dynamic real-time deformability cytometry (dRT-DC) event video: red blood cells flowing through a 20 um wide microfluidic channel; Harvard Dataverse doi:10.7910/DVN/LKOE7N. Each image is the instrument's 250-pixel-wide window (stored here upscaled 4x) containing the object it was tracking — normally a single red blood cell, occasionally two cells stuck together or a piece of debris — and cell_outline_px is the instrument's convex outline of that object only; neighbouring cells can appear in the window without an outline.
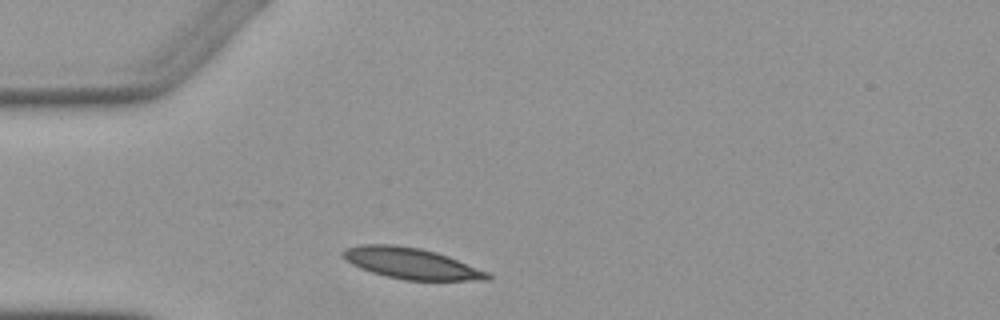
{"species": "Egyptian fruit bat (a non-hibernating species)", "species_latin": "Rousettus aegyptiacus", "temperature_condition": "warm", "stored_images_in_passage": 2, "camera_frame_rate_fps": 3000, "um_per_image_px": 0.085, "animal": {"sex": "female"}, "frame": {"image": 1, "passage_image": 1, "time_ms": 0.0, "image_size_px": [1000, 320], "cell_outline_px": [[492, 276], [488, 280], [404, 280], [372, 272], [360, 268], [352, 264], [340, 256], [340, 252], [344, 248], [360, 244], [396, 244], [420, 248], [436, 252], [448, 256], [488, 272]], "centroid_in_image_um": [34.9, 22.37], "position_along_channel_um": 50.1, "area_um2": 26.18}}